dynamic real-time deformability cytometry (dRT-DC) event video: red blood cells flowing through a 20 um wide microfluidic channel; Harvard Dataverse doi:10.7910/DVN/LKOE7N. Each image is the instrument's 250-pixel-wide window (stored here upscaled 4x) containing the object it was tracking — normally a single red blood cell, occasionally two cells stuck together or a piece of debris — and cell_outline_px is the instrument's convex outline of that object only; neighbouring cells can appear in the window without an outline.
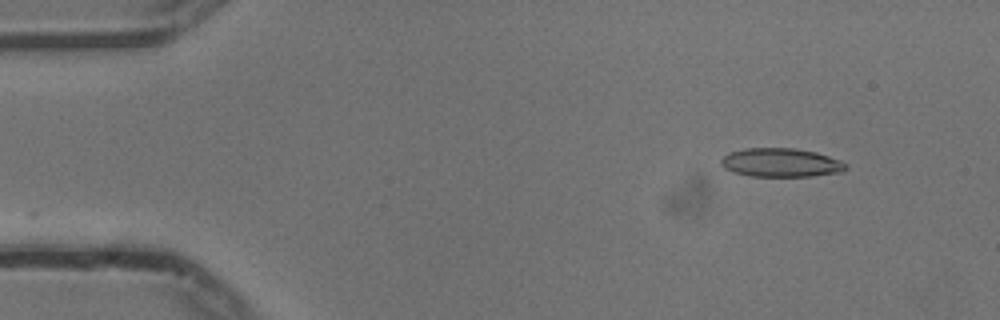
{"species": "common noctule bat (a hibernating species)", "species_latin": "Nyctalus noctula", "temperature_condition": "cold", "stored_images_in_passage": 49, "camera_frame_rate_fps": 3000, "um_per_image_px": 0.085, "animal": {"sex": "male", "body_mass_g": 13.3}, "frame": {"image": 1, "passage_image": 1, "time_ms": 0.0, "image_size_px": [1000, 320], "cell_outline_px": [[848, 168], [840, 172], [812, 176], [752, 176], [736, 172], [724, 168], [720, 164], [720, 160], [728, 152], [744, 148], [796, 148], [816, 152], [840, 160], [848, 164]], "centroid_in_image_um": [66.38, 13.81], "position_along_channel_um": 18.6, "area_um2": 20.92}}
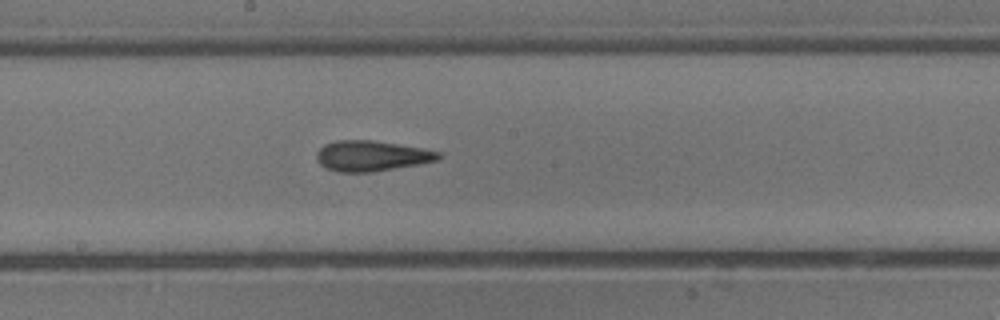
{"frame": {"image": 2, "passage_image": 24, "time_ms": 7.667, "image_size_px": [1000, 320], "cell_outline_px": [[440, 156], [436, 160], [416, 164], [372, 172], [340, 172], [328, 168], [320, 164], [316, 160], [316, 152], [324, 144], [340, 140], [372, 140], [424, 148], [440, 152]], "centroid_in_image_um": [31.54, 13.24], "position_along_channel_um": 216.7, "area_um2": 21.39}}
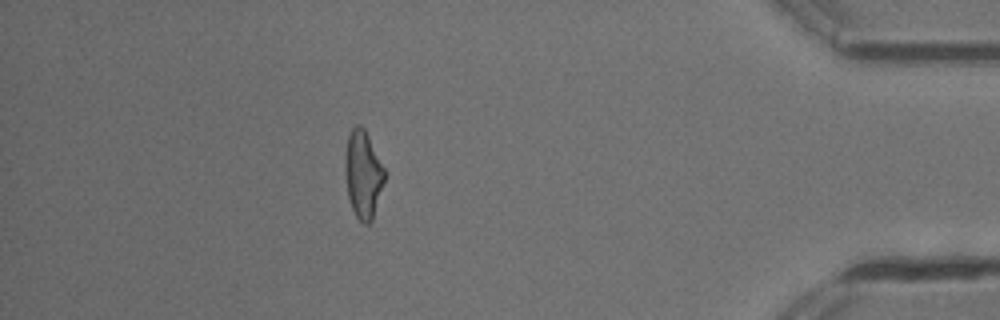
{"frame": {"image": 3, "passage_image": 43, "time_ms": 14.0, "image_size_px": [1000, 320], "cell_outline_px": [[384, 180], [372, 220], [368, 224], [364, 224], [356, 216], [352, 208], [348, 196], [344, 164], [348, 136], [352, 128], [356, 124], [360, 124], [364, 128], [384, 168]], "centroid_in_image_um": [30.84, 14.81], "position_along_channel_um": 404.4, "area_um2": 19.71}, "authors_computed_cell_mechanics": {"area_um2": 20.808, "velocity_mm_per_s": 3.7568, "shape_relaxation_time_tau1_ms": 5.6303, "shape_relaxation_time_tau2_ms": 2.3707, "deformation_change_tau1": 0.179, "deformation_change_tau2": 0.1317}}